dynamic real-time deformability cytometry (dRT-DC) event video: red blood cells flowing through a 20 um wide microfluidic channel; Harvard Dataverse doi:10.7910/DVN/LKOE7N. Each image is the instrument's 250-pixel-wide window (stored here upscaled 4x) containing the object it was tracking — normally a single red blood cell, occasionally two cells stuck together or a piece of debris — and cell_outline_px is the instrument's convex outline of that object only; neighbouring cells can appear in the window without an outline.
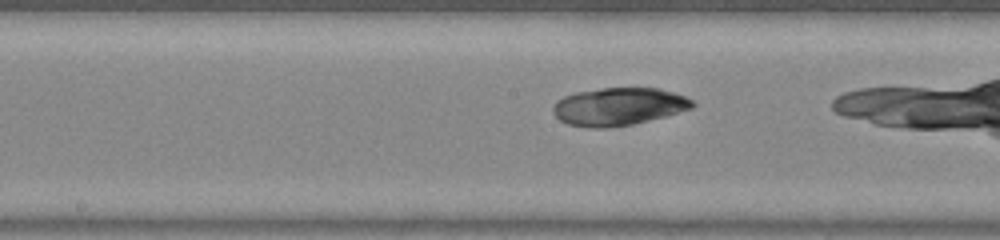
{"species": "common noctule bat (a hibernating species)", "species_latin": "Nyctalus noctula", "temperature_condition": "warm", "stored_images_in_passage": 34, "camera_frame_rate_fps": 3000, "um_per_image_px": 0.085, "animal": {"sex": "male", "body_mass_g": 20.0, "forearm_length_mm": 53.3}, "frame": {"image": 1, "passage_image": 21, "time_ms": 6.667, "image_size_px": [1000, 240], "cell_outline_px": [[696, 104], [692, 108], [664, 116], [632, 124], [608, 128], [588, 128], [568, 124], [560, 120], [552, 112], [552, 108], [556, 100], [564, 96], [576, 92], [600, 88], [660, 88], [684, 96], [692, 100]], "centroid_in_image_um": [52.54, 9.06], "position_along_channel_um": 195.7, "area_um2": 30.63}}
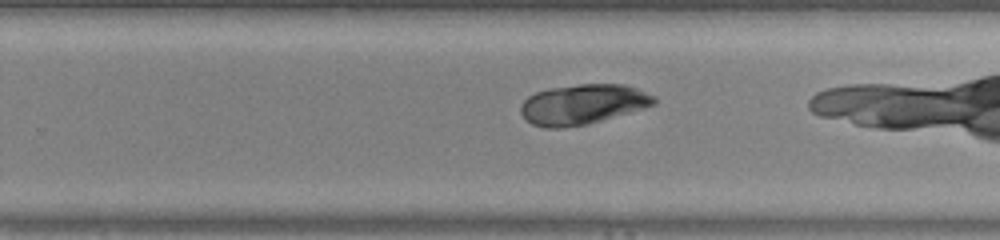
{"frame": {"image": 2, "passage_image": 27, "time_ms": 8.667, "image_size_px": [1000, 240], "cell_outline_px": [[656, 104], [644, 108], [588, 124], [560, 128], [544, 128], [532, 124], [524, 120], [520, 112], [520, 104], [528, 96], [536, 92], [548, 88], [580, 84], [624, 84], [636, 88], [656, 96]], "centroid_in_image_um": [49.51, 8.87], "position_along_channel_um": 280.3, "area_um2": 31.39}}
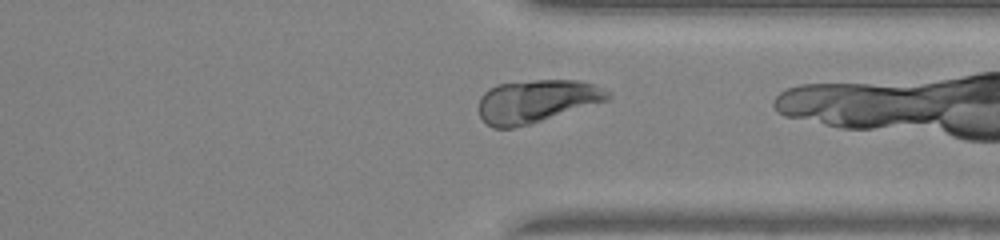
{"frame": {"image": 3, "passage_image": 33, "time_ms": 10.667, "image_size_px": [1000, 240], "cell_outline_px": [[612, 96], [608, 100], [532, 124], [512, 128], [492, 128], [480, 116], [480, 96], [488, 88], [496, 84], [536, 80], [580, 80], [592, 84], [608, 92]], "centroid_in_image_um": [45.58, 8.6], "position_along_channel_um": 365.8, "area_um2": 32.19}}